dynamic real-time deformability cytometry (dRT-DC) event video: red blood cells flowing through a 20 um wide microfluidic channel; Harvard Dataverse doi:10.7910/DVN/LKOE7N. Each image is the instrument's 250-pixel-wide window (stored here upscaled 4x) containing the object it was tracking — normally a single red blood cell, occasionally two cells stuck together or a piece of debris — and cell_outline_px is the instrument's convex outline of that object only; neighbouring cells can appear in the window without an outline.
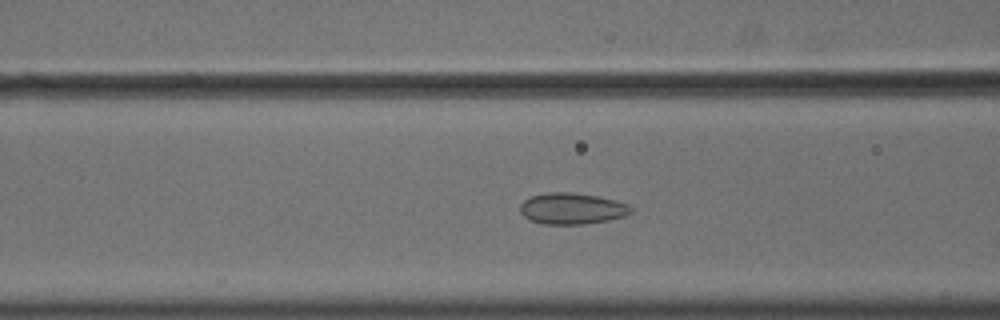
{"species": "common noctule bat (a hibernating species)", "species_latin": "Nyctalus noctula", "temperature_condition": "cold", "stored_images_in_passage": 57, "camera_frame_rate_fps": 3000, "um_per_image_px": 0.085, "animal": {"sex": "male", "body_mass_g": 18.8}, "frame": {"image": 1, "passage_image": 24, "time_ms": 7.667, "image_size_px": [1000, 320], "cell_outline_px": [[632, 212], [624, 216], [608, 220], [584, 224], [544, 224], [528, 220], [520, 212], [520, 204], [524, 200], [532, 196], [544, 192], [572, 192], [596, 196], [616, 200], [628, 204], [632, 208]], "centroid_in_image_um": [48.6, 17.72], "position_along_channel_um": 118.0, "area_um2": 20.29}}
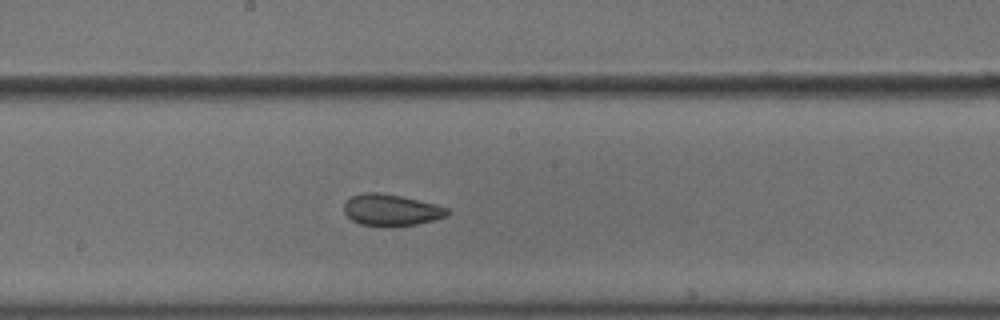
{"frame": {"image": 2, "passage_image": 32, "time_ms": 10.333, "image_size_px": [1000, 320], "cell_outline_px": [[448, 216], [416, 224], [384, 228], [360, 224], [352, 220], [344, 212], [344, 204], [352, 196], [364, 192], [380, 192], [400, 196], [436, 204], [448, 208]], "centroid_in_image_um": [33.23, 17.87], "position_along_channel_um": 215.0, "area_um2": 19.13}}
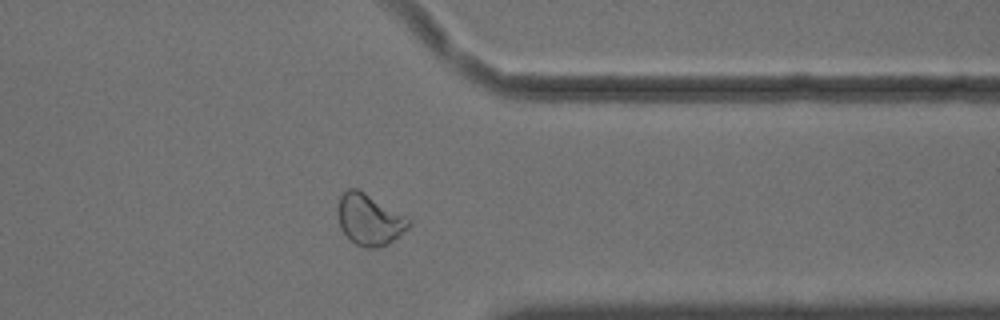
{"frame": {"image": 3, "passage_image": 46, "time_ms": 15.0, "image_size_px": [1000, 320], "cell_outline_px": [[412, 224], [408, 228], [388, 244], [376, 248], [364, 248], [356, 244], [340, 228], [340, 196], [348, 188], [356, 188], [364, 192], [412, 220]], "centroid_in_image_um": [31.44, 18.68], "position_along_channel_um": 380.0, "area_um2": 20.58}, "authors_computed_cell_mechanics": {"area_um2": 21.5594, "velocity_mm_per_s": 3.6219, "shape_relaxation_time_tau1_ms": null, "shape_relaxation_time_tau2_ms": 1.722, "deformation_change_tau1": null, "deformation_change_tau2": 0.058}}